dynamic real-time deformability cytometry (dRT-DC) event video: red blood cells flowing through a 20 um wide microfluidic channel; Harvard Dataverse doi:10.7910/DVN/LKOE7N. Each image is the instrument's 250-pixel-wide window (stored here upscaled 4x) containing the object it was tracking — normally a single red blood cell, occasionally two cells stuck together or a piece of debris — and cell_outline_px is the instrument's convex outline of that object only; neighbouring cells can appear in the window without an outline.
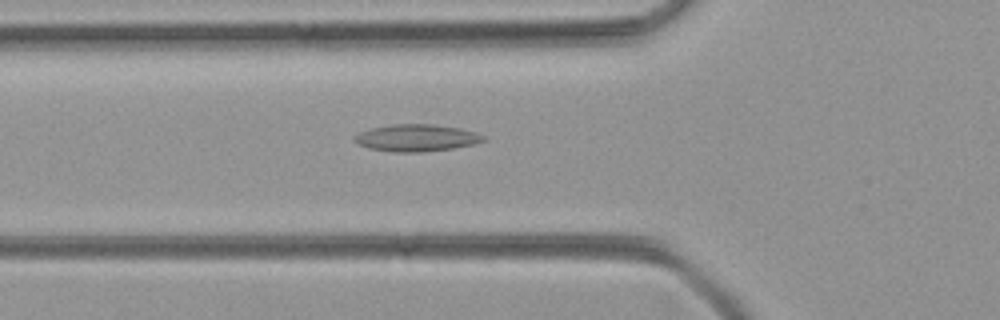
{"species": "common noctule bat (a hibernating species)", "species_latin": "Nyctalus noctula", "temperature_condition": "room temperature", "stored_images_in_passage": 39, "camera_frame_rate_fps": 3000, "um_per_image_px": 0.085, "animal": {"sex": "female", "body_mass_g": 21.9}, "frame": {"image": 1, "passage_image": 7, "time_ms": 2.0, "image_size_px": [1000, 320], "cell_outline_px": [[488, 140], [472, 144], [452, 148], [420, 152], [396, 152], [368, 148], [352, 140], [352, 136], [360, 132], [372, 128], [392, 124], [432, 124], [460, 128], [476, 132], [484, 136]], "centroid_in_image_um": [35.39, 11.71], "position_along_channel_um": 90.4, "area_um2": 20.23}}
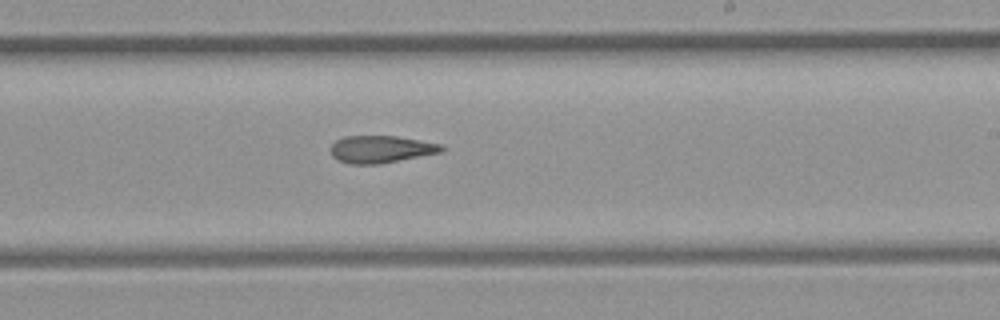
{"frame": {"image": 2, "passage_image": 19, "time_ms": 6.0, "image_size_px": [1000, 320], "cell_outline_px": [[444, 148], [440, 152], [380, 164], [348, 164], [336, 160], [332, 156], [328, 148], [336, 140], [344, 136], [396, 136], [420, 140], [440, 144]], "centroid_in_image_um": [32.29, 12.69], "position_along_channel_um": 256.7, "area_um2": 17.69}}
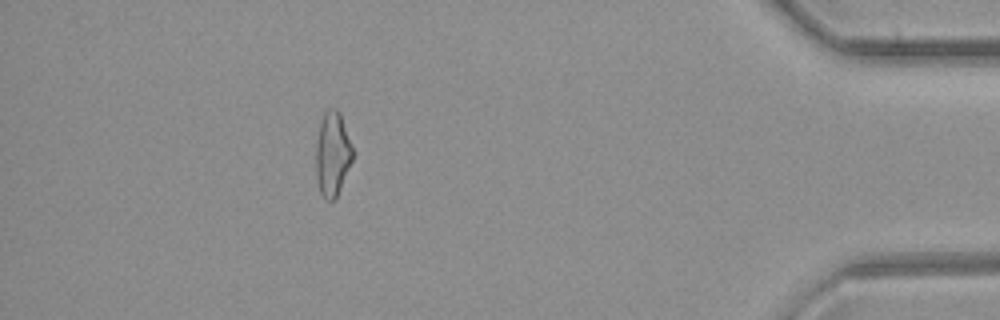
{"frame": {"image": 3, "passage_image": 34, "time_ms": 11.0, "image_size_px": [1000, 320], "cell_outline_px": [[352, 160], [340, 188], [336, 196], [332, 200], [324, 200], [320, 192], [316, 180], [316, 144], [320, 120], [324, 112], [328, 108], [336, 108], [340, 112], [352, 148]], "centroid_in_image_um": [28.23, 13.07], "position_along_channel_um": 407.0, "area_um2": 17.92}}